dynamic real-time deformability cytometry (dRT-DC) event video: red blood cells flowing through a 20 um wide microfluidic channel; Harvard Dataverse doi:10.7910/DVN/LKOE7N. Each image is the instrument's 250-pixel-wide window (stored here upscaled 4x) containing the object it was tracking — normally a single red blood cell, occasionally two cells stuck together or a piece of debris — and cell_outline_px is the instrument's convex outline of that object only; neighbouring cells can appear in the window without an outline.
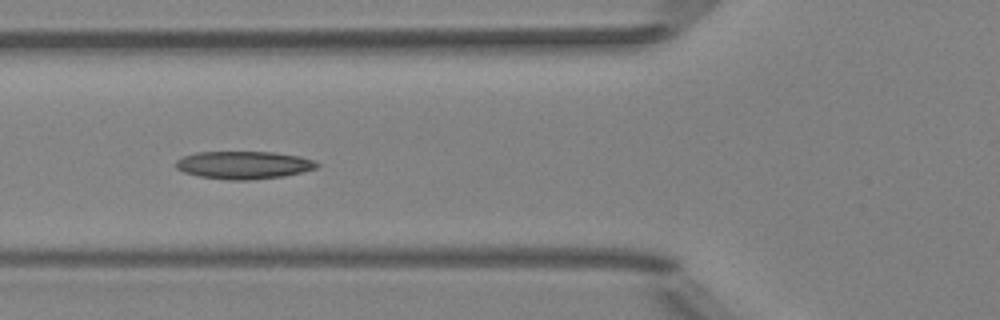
{"species": "Egyptian fruit bat (a non-hibernating species)", "species_latin": "Rousettus aegyptiacus", "temperature_condition": "room temperature", "stored_images_in_passage": 8, "camera_frame_rate_fps": 3000, "um_per_image_px": 0.085, "animal": {"sex": "female"}, "frame": {"image": 1, "passage_image": 5, "time_ms": 5.333, "image_size_px": [1000, 320], "cell_outline_px": [[320, 164], [316, 168], [284, 176], [248, 180], [228, 180], [200, 176], [184, 172], [176, 168], [176, 160], [184, 156], [196, 152], [272, 152], [300, 156], [312, 160]], "centroid_in_image_um": [20.7, 14.02], "position_along_channel_um": 105.1, "area_um2": 22.66}}
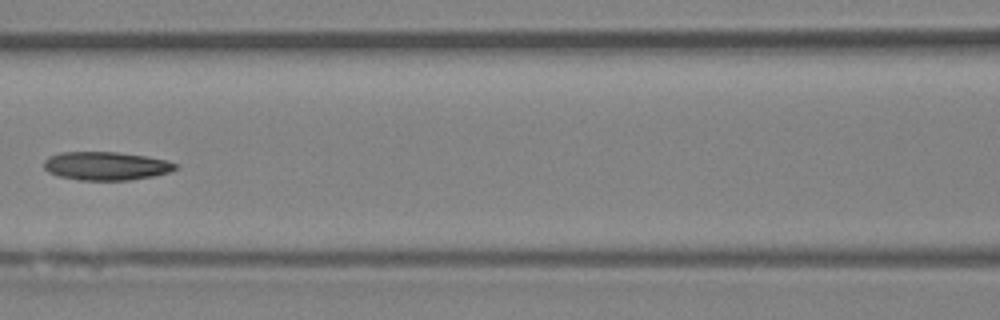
{"frame": {"image": 2, "passage_image": 6, "time_ms": 6.667, "image_size_px": [1000, 320], "cell_outline_px": [[180, 168], [168, 172], [152, 176], [128, 180], [80, 180], [60, 176], [48, 172], [44, 168], [44, 160], [48, 156], [60, 152], [116, 152], [144, 156], [168, 160], [180, 164]], "centroid_in_image_um": [9.03, 14.1], "position_along_channel_um": 157.6, "area_um2": 21.85}}
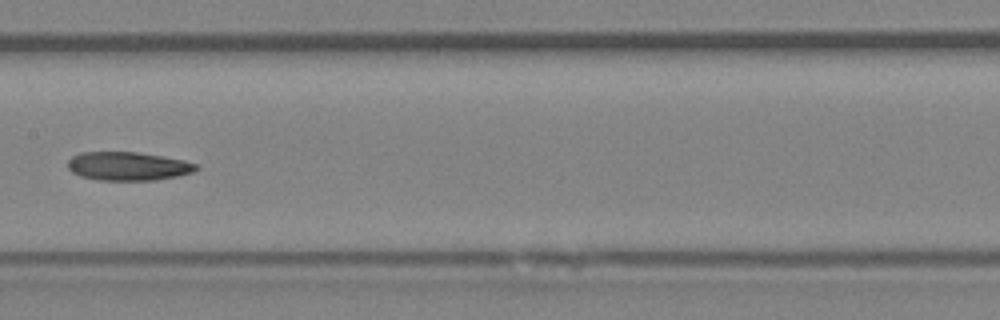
{"frame": {"image": 3, "passage_image": 7, "time_ms": 7.667, "image_size_px": [1000, 320], "cell_outline_px": [[200, 168], [192, 172], [176, 176], [156, 180], [100, 180], [80, 176], [72, 172], [68, 168], [68, 160], [72, 156], [80, 152], [136, 152], [184, 160], [196, 164]], "centroid_in_image_um": [10.86, 14.12], "position_along_channel_um": 196.5, "area_um2": 21.27}}